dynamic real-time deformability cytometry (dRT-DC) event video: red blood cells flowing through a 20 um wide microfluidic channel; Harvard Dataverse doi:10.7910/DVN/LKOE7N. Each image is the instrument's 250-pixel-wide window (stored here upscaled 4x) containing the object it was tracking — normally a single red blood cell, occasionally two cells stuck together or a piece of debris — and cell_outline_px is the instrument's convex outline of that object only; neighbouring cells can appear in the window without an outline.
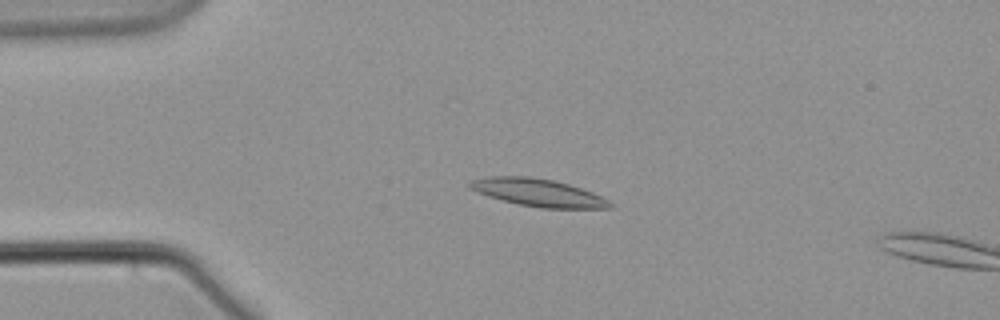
{"species": "common noctule bat (a hibernating species)", "species_latin": "Nyctalus noctula", "temperature_condition": "warm", "stored_images_in_passage": 15, "camera_frame_rate_fps": 3000, "um_per_image_px": 0.085, "animal": {"sex": "male", "body_mass_g": 21.5, "forearm_length_mm": 52.0}, "frame": {"image": 1, "passage_image": 13, "time_ms": 4.0, "image_size_px": [1000, 320], "cell_outline_px": [[612, 208], [540, 208], [520, 204], [488, 196], [476, 192], [468, 188], [468, 184], [472, 180], [488, 176], [528, 176], [552, 180], [568, 184], [592, 192], [608, 200], [612, 204]], "centroid_in_image_um": [45.71, 16.37], "position_along_channel_um": 39.3, "area_um2": 22.31}}